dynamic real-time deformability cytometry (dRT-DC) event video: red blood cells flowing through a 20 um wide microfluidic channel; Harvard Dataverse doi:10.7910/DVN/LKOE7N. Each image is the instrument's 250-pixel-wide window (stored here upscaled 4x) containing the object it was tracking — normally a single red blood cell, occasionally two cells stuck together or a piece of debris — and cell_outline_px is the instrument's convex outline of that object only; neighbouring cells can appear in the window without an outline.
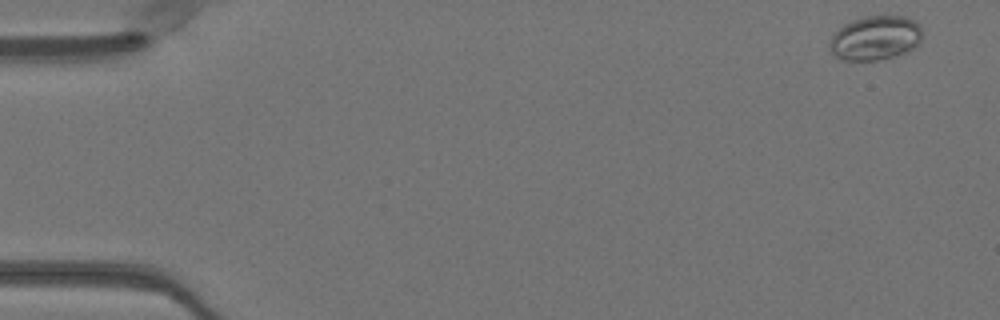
{"species": "Egyptian fruit bat (a non-hibernating species)", "species_latin": "Rousettus aegyptiacus", "temperature_condition": "warm", "stored_images_in_passage": 50, "camera_frame_rate_fps": 3000, "um_per_image_px": 0.085, "animal": {"sex": "female"}, "frame": {"image": 1, "passage_image": 2, "time_ms": 0.333, "image_size_px": [1000, 320], "cell_outline_px": [[924, 36], [916, 48], [892, 56], [876, 60], [844, 60], [832, 56], [828, 52], [828, 44], [832, 36], [844, 24], [852, 20], [868, 16], [904, 16], [916, 20], [920, 24]], "centroid_in_image_um": [74.41, 3.23], "position_along_channel_um": 10.6, "area_um2": 24.28}}
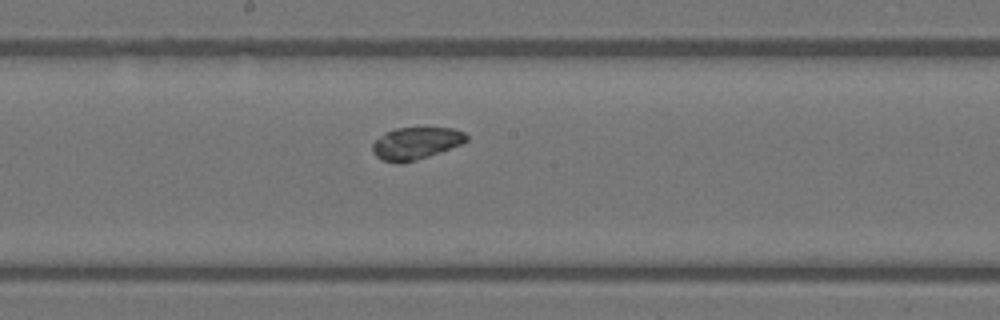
{"frame": {"image": 2, "passage_image": 27, "time_ms": 8.667, "image_size_px": [1000, 320], "cell_outline_px": [[468, 140], [460, 144], [440, 152], [416, 160], [384, 160], [376, 156], [372, 152], [372, 144], [384, 132], [396, 128], [452, 128], [464, 132], [468, 136]], "centroid_in_image_um": [35.36, 12.14], "position_along_channel_um": 212.8, "area_um2": 17.05}}
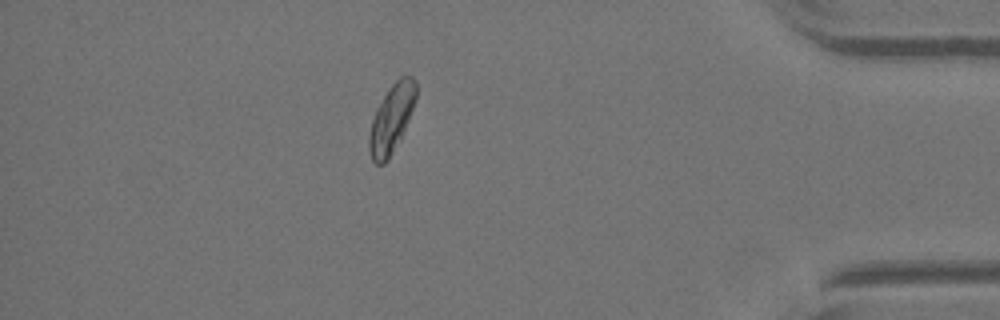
{"frame": {"image": 3, "passage_image": 44, "time_ms": 14.333, "image_size_px": [1000, 320], "cell_outline_px": [[416, 100], [400, 140], [388, 160], [384, 164], [376, 164], [372, 160], [368, 148], [368, 136], [372, 120], [376, 108], [388, 88], [400, 76], [412, 76], [416, 84]], "centroid_in_image_um": [33.26, 10.1], "position_along_channel_um": 401.9, "area_um2": 18.67}, "authors_computed_cell_mechanics": {"area_um2": 18.6983, "velocity_mm_per_s": 4.0619, "shape_relaxation_time_tau1_ms": null, "shape_relaxation_time_tau2_ms": 11.0413, "deformation_change_tau1": null, "deformation_change_tau2": 0.1752}}